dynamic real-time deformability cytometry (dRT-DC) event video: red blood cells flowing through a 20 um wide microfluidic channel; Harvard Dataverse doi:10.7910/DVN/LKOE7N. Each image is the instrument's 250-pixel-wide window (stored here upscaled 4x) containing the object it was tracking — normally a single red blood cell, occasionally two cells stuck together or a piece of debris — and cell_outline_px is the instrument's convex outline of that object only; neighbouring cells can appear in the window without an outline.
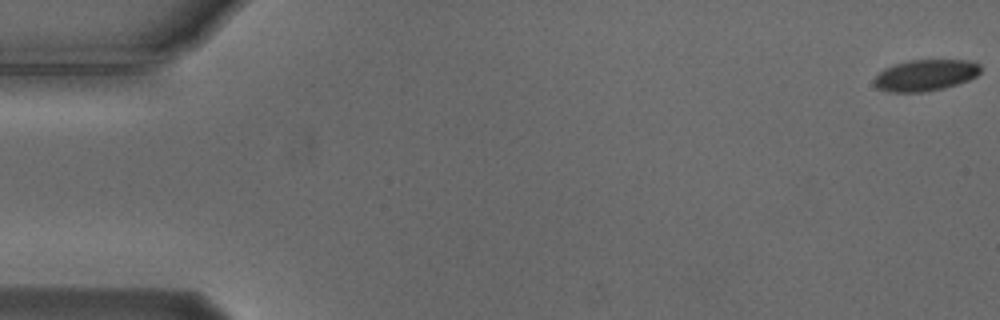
{"species": "Egyptian fruit bat (a non-hibernating species)", "species_latin": "Rousettus aegyptiacus", "temperature_condition": "cold", "stored_images_in_passage": 56, "camera_frame_rate_fps": 3000, "um_per_image_px": 0.085, "animal": {"sex": "male"}, "frame": {"image": 1, "passage_image": 1, "time_ms": 0.0, "image_size_px": [1000, 320], "cell_outline_px": [[980, 72], [976, 76], [968, 80], [944, 88], [924, 92], [888, 92], [876, 88], [872, 84], [872, 80], [884, 68], [908, 60], [976, 60], [980, 64]], "centroid_in_image_um": [78.64, 6.39], "position_along_channel_um": 6.4, "area_um2": 19.65}}
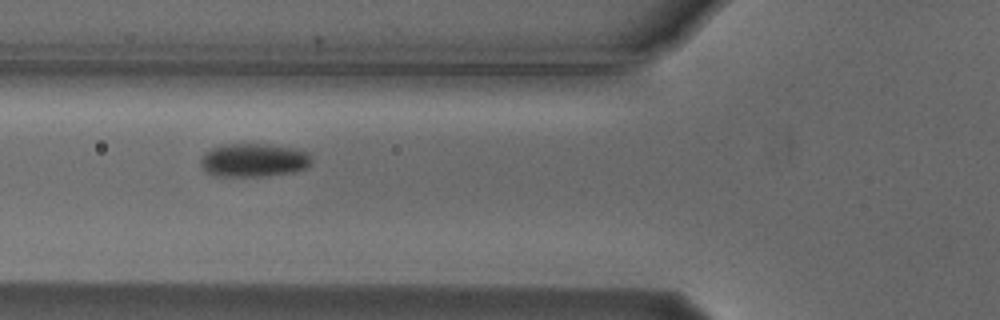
{"frame": {"image": 2, "passage_image": 21, "time_ms": 6.667, "image_size_px": [1000, 320], "cell_outline_px": [[312, 164], [308, 168], [292, 172], [264, 176], [212, 176], [204, 172], [200, 164], [200, 160], [204, 152], [212, 148], [224, 144], [260, 144], [296, 148], [308, 152], [312, 156]], "centroid_in_image_um": [21.56, 13.62], "position_along_channel_um": 104.2, "area_um2": 21.96}}
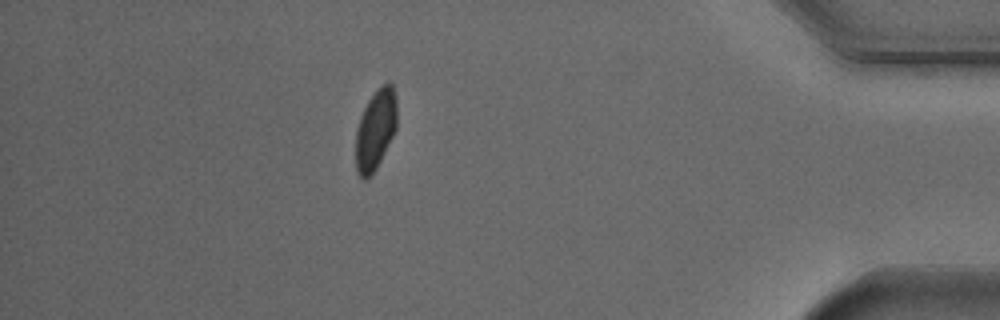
{"frame": {"image": 3, "passage_image": 49, "time_ms": 16.0, "image_size_px": [1000, 320], "cell_outline_px": [[396, 128], [372, 176], [364, 180], [356, 172], [356, 128], [360, 116], [368, 100], [380, 84], [388, 80], [392, 84], [396, 96]], "centroid_in_image_um": [31.91, 10.98], "position_along_channel_um": 403.3, "area_um2": 19.36}, "authors_computed_cell_mechanics": {"area_um2": 20.9525, "velocity_mm_per_s": 3.7218, "shape_relaxation_time_tau1_ms": 3.0133, "shape_relaxation_time_tau2_ms": null, "deformation_change_tau1": 0.0774, "deformation_change_tau2": null}}